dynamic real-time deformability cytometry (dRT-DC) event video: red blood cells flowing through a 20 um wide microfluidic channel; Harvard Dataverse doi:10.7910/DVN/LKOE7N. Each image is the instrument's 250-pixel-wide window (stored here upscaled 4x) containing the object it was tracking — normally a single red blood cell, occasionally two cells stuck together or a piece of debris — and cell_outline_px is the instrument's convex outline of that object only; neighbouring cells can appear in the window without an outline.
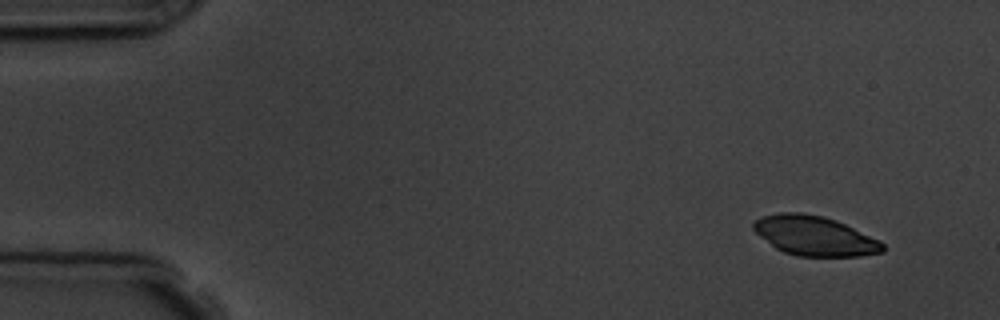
{"species": "common noctule bat (a hibernating species)", "species_latin": "Nyctalus noctula", "temperature_condition": "room temperature", "stored_images_in_passage": 5, "camera_frame_rate_fps": 3000, "um_per_image_px": 0.085, "animal": {"sex": "male", "body_mass_g": 19.5, "forearm_length_mm": 54.6}, "frame": {"image": 1, "passage_image": 5, "time_ms": 5.667, "image_size_px": [1000, 320], "cell_outline_px": [[884, 252], [860, 256], [796, 256], [784, 252], [776, 248], [760, 236], [752, 228], [752, 224], [760, 216], [780, 212], [804, 212], [824, 216], [836, 220], [880, 240], [884, 244]], "centroid_in_image_um": [69.24, 20.03], "position_along_channel_um": 15.8, "area_um2": 29.94}}